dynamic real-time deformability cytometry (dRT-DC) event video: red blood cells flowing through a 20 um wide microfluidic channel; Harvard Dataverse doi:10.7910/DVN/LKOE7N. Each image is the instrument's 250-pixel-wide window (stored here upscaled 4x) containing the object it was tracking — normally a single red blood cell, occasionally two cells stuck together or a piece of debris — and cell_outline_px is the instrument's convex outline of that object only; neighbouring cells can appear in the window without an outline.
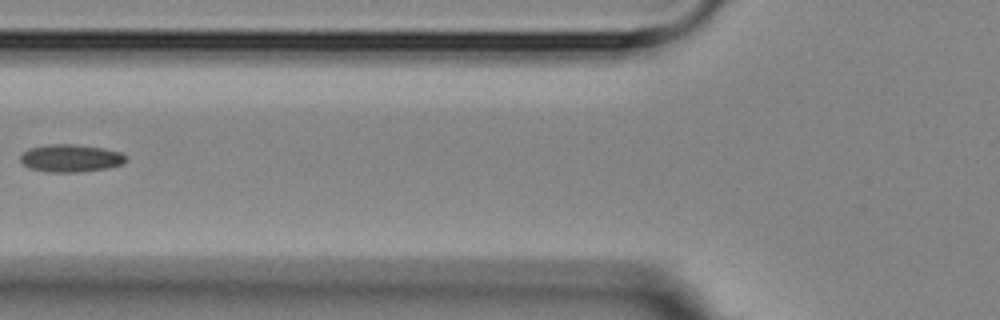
{"species": "Egyptian fruit bat (a non-hibernating species)", "species_latin": "Rousettus aegyptiacus", "temperature_condition": "room temperature", "stored_images_in_passage": 4, "camera_frame_rate_fps": 3000, "um_per_image_px": 0.085, "animal": {"sex": "female"}, "frame": {"image": 1, "passage_image": 4, "time_ms": 4.333, "image_size_px": [1000, 320], "cell_outline_px": [[128, 160], [120, 164], [108, 168], [80, 172], [48, 172], [28, 168], [20, 160], [20, 156], [28, 148], [48, 144], [76, 144], [104, 148], [120, 152], [128, 156]], "centroid_in_image_um": [6.02, 13.44], "position_along_channel_um": 119.8, "area_um2": 17.17}}